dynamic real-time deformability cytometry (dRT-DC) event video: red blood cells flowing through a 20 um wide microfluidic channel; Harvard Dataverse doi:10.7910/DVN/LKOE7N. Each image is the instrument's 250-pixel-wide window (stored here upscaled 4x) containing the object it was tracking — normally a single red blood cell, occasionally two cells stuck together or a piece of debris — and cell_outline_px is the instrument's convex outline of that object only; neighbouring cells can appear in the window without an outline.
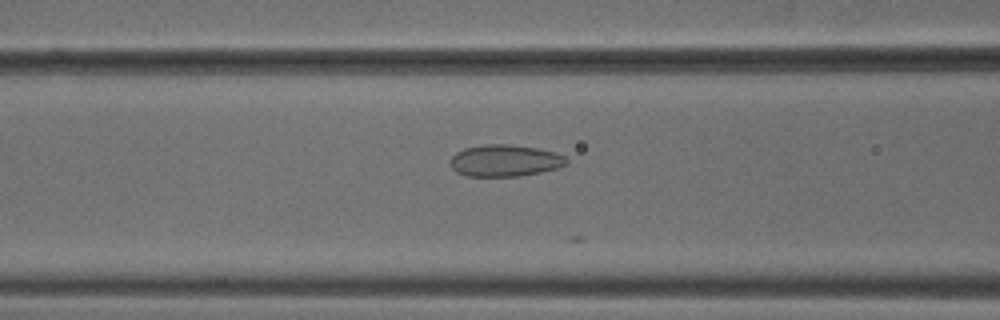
{"species": "common noctule bat (a hibernating species)", "species_latin": "Nyctalus noctula", "temperature_condition": "cold", "stored_images_in_passage": 12, "camera_frame_rate_fps": 3000, "um_per_image_px": 0.085, "animal": {"sex": "male", "body_mass_g": 18.8}, "frame": {"image": 1, "passage_image": 8, "time_ms": 2.333, "image_size_px": [1000, 320], "cell_outline_px": [[568, 164], [556, 168], [540, 172], [520, 176], [468, 176], [456, 172], [452, 168], [448, 160], [456, 152], [464, 148], [484, 144], [508, 144], [536, 148], [556, 152], [564, 156], [568, 160]], "centroid_in_image_um": [42.89, 13.65], "position_along_channel_um": 123.7, "area_um2": 21.62}}
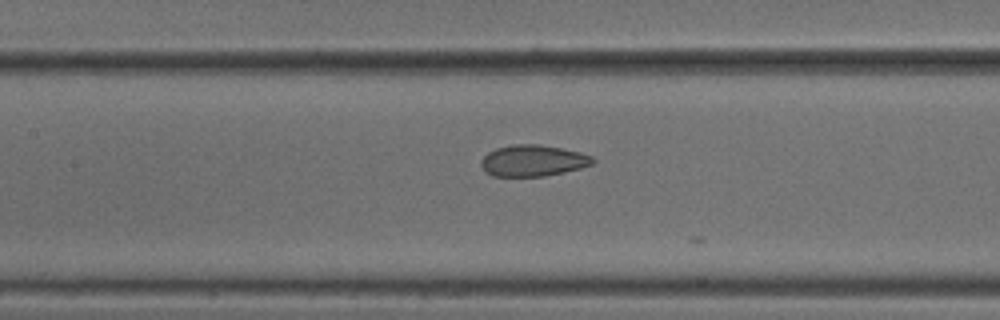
{"frame": {"image": 2, "passage_image": 11, "time_ms": 3.333, "image_size_px": [1000, 320], "cell_outline_px": [[596, 160], [592, 164], [580, 168], [564, 172], [544, 176], [492, 176], [484, 172], [480, 164], [480, 160], [488, 152], [496, 148], [512, 144], [540, 144], [580, 152], [592, 156]], "centroid_in_image_um": [45.27, 13.65], "position_along_channel_um": 162.1, "area_um2": 20.52}}